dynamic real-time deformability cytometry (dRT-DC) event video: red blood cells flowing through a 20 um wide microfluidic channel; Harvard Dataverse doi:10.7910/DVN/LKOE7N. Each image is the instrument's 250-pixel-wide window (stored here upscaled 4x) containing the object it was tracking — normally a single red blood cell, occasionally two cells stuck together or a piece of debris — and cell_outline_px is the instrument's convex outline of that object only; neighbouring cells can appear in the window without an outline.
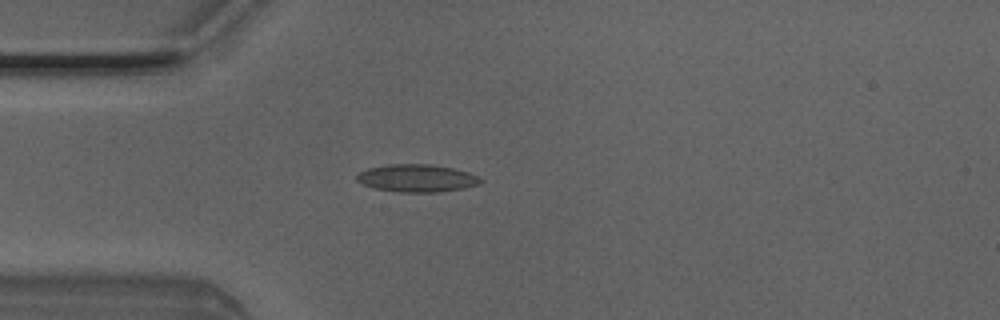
{"species": "Egyptian fruit bat (a non-hibernating species)", "species_latin": "Rousettus aegyptiacus", "temperature_condition": "room temperature", "stored_images_in_passage": 2, "camera_frame_rate_fps": 3000, "um_per_image_px": 0.085, "animal": {"sex": "male"}, "frame": {"image": 1, "passage_image": 2, "time_ms": 0.333, "image_size_px": [1000, 320], "cell_outline_px": [[484, 180], [480, 184], [464, 188], [440, 192], [396, 192], [372, 188], [356, 180], [356, 176], [360, 172], [368, 168], [388, 164], [428, 164], [452, 168], [468, 172], [480, 176]], "centroid_in_image_um": [35.45, 15.15], "position_along_channel_um": 49.5, "area_um2": 20.06}}